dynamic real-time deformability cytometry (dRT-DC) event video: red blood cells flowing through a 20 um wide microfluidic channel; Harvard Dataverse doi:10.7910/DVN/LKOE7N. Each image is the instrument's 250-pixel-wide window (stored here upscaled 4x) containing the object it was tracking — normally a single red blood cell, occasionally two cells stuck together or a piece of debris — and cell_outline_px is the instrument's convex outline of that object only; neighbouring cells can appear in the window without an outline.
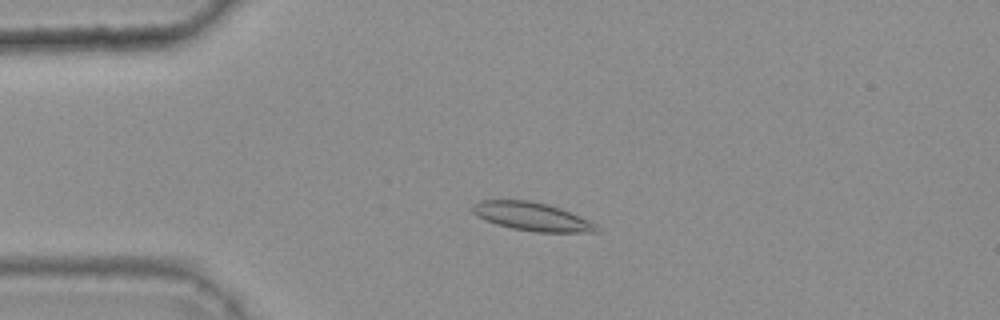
{"species": "common noctule bat (a hibernating species)", "species_latin": "Nyctalus noctula", "temperature_condition": "warm", "stored_images_in_passage": 46, "camera_frame_rate_fps": 3000, "um_per_image_px": 0.085, "animal": {"sex": "female", "body_mass_g": 25.1}, "frame": {"image": 1, "passage_image": 13, "time_ms": 4.0, "image_size_px": [1000, 320], "cell_outline_px": [[600, 232], [536, 232], [512, 228], [496, 224], [484, 220], [472, 212], [468, 208], [472, 204], [480, 200], [528, 200], [548, 204], [560, 208], [588, 220], [596, 224]], "centroid_in_image_um": [45.16, 18.4], "position_along_channel_um": 39.8, "area_um2": 20.58}}
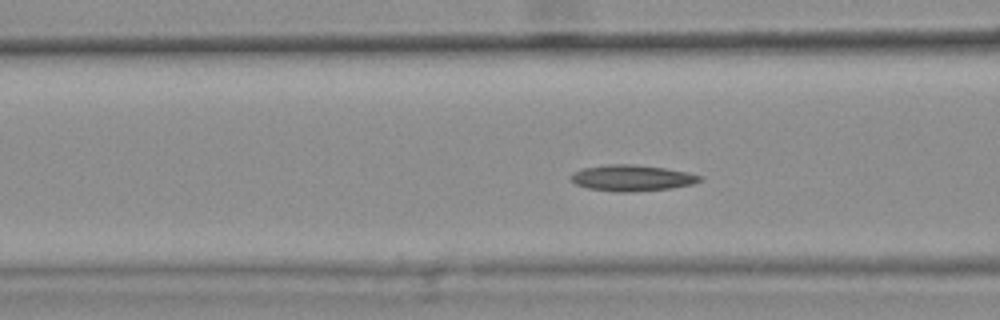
{"frame": {"image": 2, "passage_image": 21, "time_ms": 6.667, "image_size_px": [1000, 320], "cell_outline_px": [[704, 176], [700, 180], [692, 184], [672, 188], [632, 192], [616, 192], [588, 188], [576, 184], [568, 180], [568, 176], [572, 172], [584, 168], [608, 164], [632, 164], [664, 168], [688, 172]], "centroid_in_image_um": [53.67, 15.13], "position_along_channel_um": 112.9, "area_um2": 19.77}}
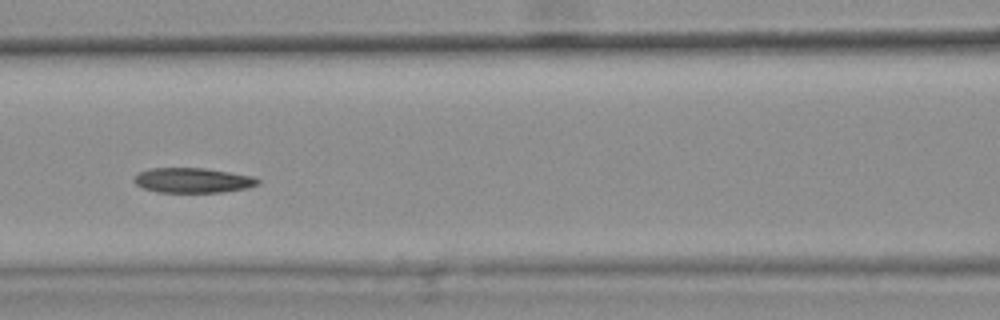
{"frame": {"image": 3, "passage_image": 24, "time_ms": 7.667, "image_size_px": [1000, 320], "cell_outline_px": [[260, 184], [244, 188], [220, 192], [156, 192], [144, 188], [136, 184], [132, 180], [140, 172], [152, 168], [204, 168], [252, 176], [260, 180]], "centroid_in_image_um": [16.37, 15.33], "position_along_channel_um": 150.2, "area_um2": 17.74}, "authors_computed_cell_mechanics": {"area_um2": 18.9584, "velocity_mm_per_s": 3.7331, "shape_relaxation_time_tau1_ms": null, "shape_relaxation_time_tau2_ms": 10.0981, "deformation_change_tau1": null, "deformation_change_tau2": 0.1681}}